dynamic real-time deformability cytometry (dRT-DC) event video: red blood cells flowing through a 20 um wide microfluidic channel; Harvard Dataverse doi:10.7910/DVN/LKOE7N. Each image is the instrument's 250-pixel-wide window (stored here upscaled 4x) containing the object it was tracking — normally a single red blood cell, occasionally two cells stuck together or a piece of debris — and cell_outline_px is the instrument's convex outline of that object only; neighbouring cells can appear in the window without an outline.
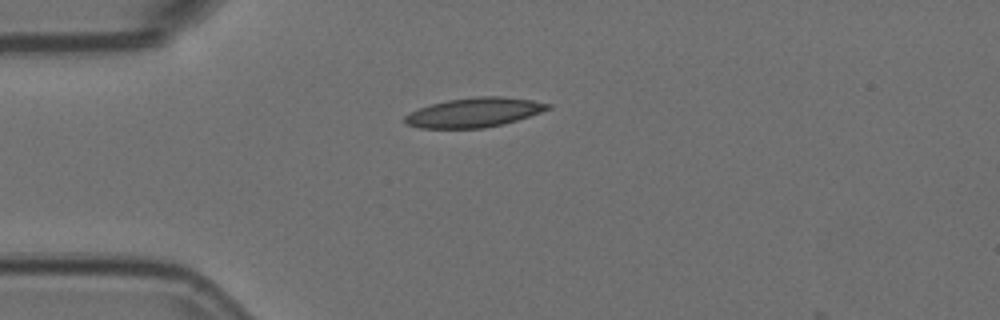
{"species": "Egyptian fruit bat (a non-hibernating species)", "species_latin": "Rousettus aegyptiacus", "temperature_condition": "room temperature", "stored_images_in_passage": 3, "camera_frame_rate_fps": 3000, "um_per_image_px": 0.085, "animal": {"sex": "female"}, "frame": {"image": 1, "passage_image": 1, "time_ms": 0.0, "image_size_px": [1000, 320], "cell_outline_px": [[552, 108], [504, 124], [484, 128], [420, 128], [408, 124], [404, 120], [404, 116], [420, 108], [432, 104], [448, 100], [480, 96], [504, 96], [532, 100], [552, 104]], "centroid_in_image_um": [40.34, 9.55], "position_along_channel_um": 44.7, "area_um2": 24.28}}
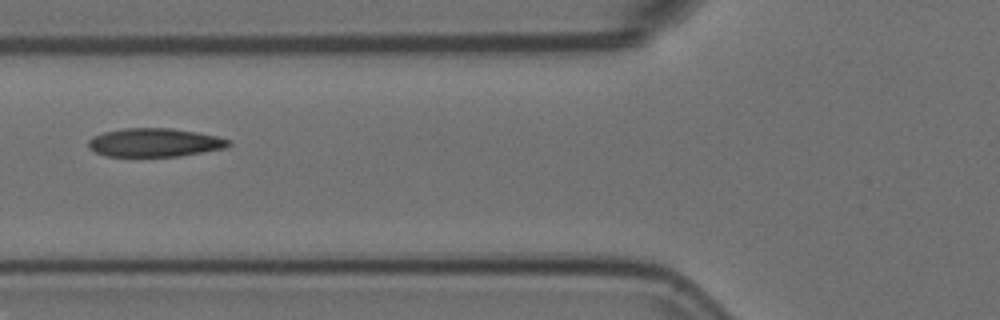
{"frame": {"image": 2, "passage_image": 3, "time_ms": 0.667, "image_size_px": [1000, 320], "cell_outline_px": [[232, 144], [224, 148], [180, 156], [108, 156], [96, 152], [88, 148], [88, 140], [92, 136], [104, 132], [124, 128], [172, 128], [196, 132], [216, 136], [232, 140]], "centroid_in_image_um": [13.14, 12.11], "position_along_channel_um": 112.7, "area_um2": 23.29}}